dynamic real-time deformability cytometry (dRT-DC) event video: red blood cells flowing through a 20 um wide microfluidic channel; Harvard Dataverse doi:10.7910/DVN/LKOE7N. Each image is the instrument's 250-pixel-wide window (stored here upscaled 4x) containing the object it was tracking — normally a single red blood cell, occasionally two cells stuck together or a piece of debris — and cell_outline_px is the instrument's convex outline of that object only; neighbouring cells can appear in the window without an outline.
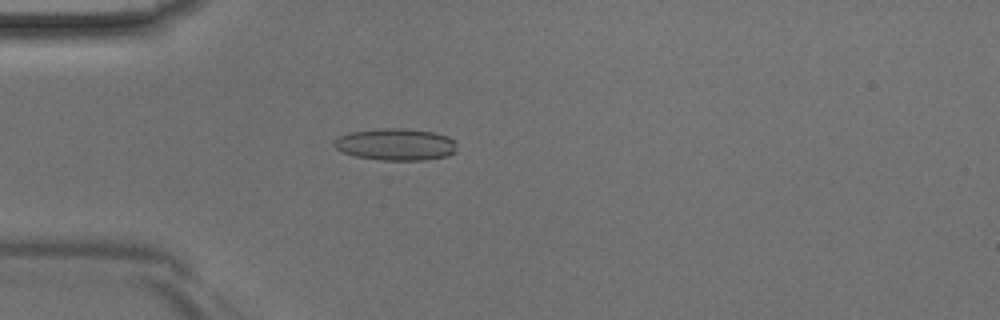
{"species": "Egyptian fruit bat (a non-hibernating species)", "species_latin": "Rousettus aegyptiacus", "temperature_condition": "room temperature", "stored_images_in_passage": 45, "camera_frame_rate_fps": 3000, "um_per_image_px": 0.085, "animal": {"sex": "male"}, "frame": {"image": 1, "passage_image": 13, "time_ms": 4.0, "image_size_px": [1000, 320], "cell_outline_px": [[456, 152], [448, 156], [428, 160], [384, 160], [356, 156], [344, 152], [336, 148], [332, 144], [332, 140], [348, 132], [376, 128], [404, 128], [436, 132], [448, 136], [456, 140]], "centroid_in_image_um": [33.67, 12.26], "position_along_channel_um": 51.3, "area_um2": 23.24}}
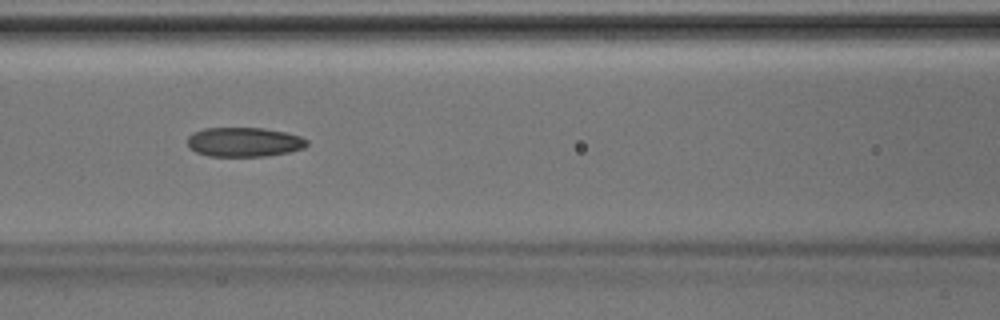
{"frame": {"image": 2, "passage_image": 20, "time_ms": 6.333, "image_size_px": [1000, 320], "cell_outline_px": [[308, 144], [304, 148], [288, 152], [264, 156], [208, 156], [196, 152], [188, 148], [188, 136], [192, 132], [204, 128], [264, 128], [284, 132], [300, 136], [308, 140]], "centroid_in_image_um": [20.72, 12.07], "position_along_channel_um": 145.9, "area_um2": 20.52}}
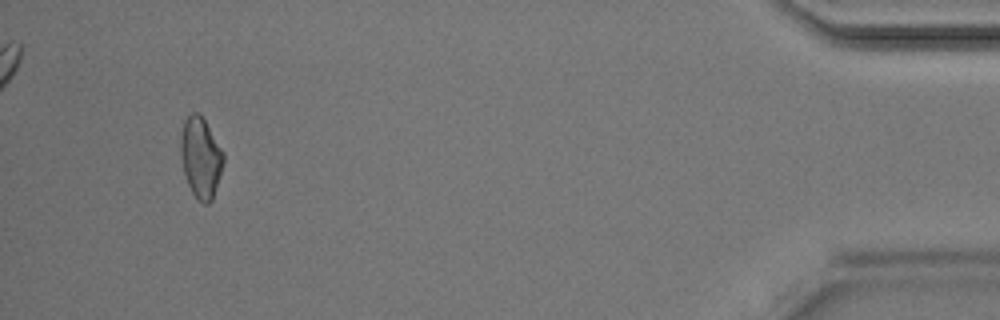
{"frame": {"image": 3, "passage_image": 43, "time_ms": 14.0, "image_size_px": [1000, 320], "cell_outline_px": [[224, 160], [212, 200], [208, 204], [204, 204], [196, 200], [188, 184], [184, 172], [180, 156], [180, 136], [184, 120], [192, 112], [200, 112], [224, 152]], "centroid_in_image_um": [17.05, 13.37], "position_along_channel_um": 418.2, "area_um2": 20.23}}